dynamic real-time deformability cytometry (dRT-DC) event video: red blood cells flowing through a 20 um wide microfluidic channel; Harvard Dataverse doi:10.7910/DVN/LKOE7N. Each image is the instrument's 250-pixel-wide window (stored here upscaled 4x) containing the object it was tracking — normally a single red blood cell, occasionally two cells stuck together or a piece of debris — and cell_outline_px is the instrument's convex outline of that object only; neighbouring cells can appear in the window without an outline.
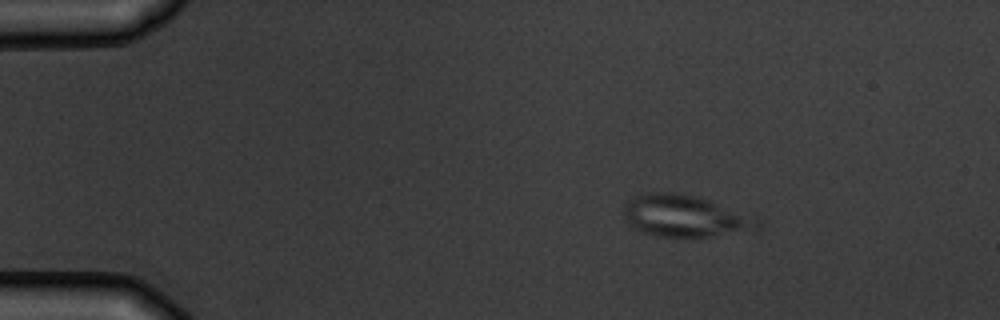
{"species": "common noctule bat (a hibernating species)", "species_latin": "Nyctalus noctula", "temperature_condition": "warm", "stored_images_in_passage": 4, "camera_frame_rate_fps": 3000, "um_per_image_px": 0.085, "animal": {"sex": "male", "body_mass_g": 19.5, "forearm_length_mm": 54.6}, "frame": {"image": 1, "passage_image": 1, "time_ms": 0.0, "image_size_px": [1000, 320], "cell_outline_px": [[760, 228], [756, 232], [708, 236], [656, 236], [640, 232], [628, 224], [624, 212], [624, 204], [632, 196], [648, 192], [676, 192], [696, 196], [708, 200], [756, 220], [760, 224]], "centroid_in_image_um": [58.15, 18.37], "position_along_channel_um": 26.9, "area_um2": 32.31}}